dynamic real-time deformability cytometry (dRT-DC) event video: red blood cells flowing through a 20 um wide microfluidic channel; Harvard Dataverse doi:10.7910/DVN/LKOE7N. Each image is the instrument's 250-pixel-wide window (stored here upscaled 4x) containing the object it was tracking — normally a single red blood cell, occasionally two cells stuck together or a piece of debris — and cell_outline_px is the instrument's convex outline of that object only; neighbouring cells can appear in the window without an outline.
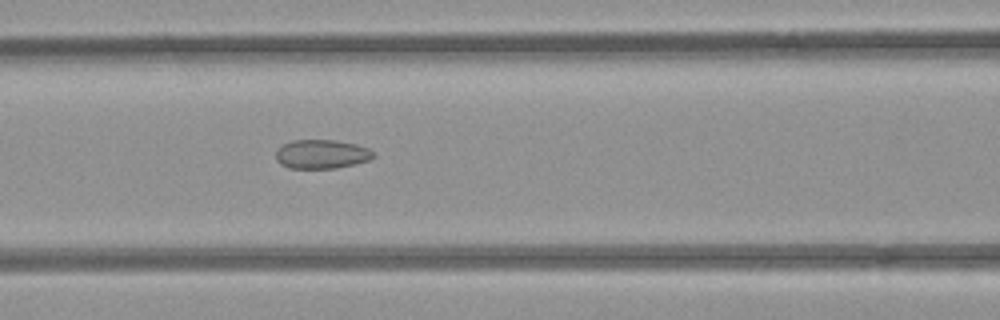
{"species": "common noctule bat (a hibernating species)", "species_latin": "Nyctalus noctula", "temperature_condition": "room temperature", "stored_images_in_passage": 39, "camera_frame_rate_fps": 3000, "um_per_image_px": 0.085, "animal": {"sex": "female", "body_mass_g": 21.9}, "frame": {"image": 1, "passage_image": 11, "time_ms": 3.333, "image_size_px": [1000, 320], "cell_outline_px": [[376, 156], [368, 160], [356, 164], [336, 168], [288, 168], [280, 164], [276, 160], [276, 152], [284, 144], [292, 140], [336, 140], [356, 144], [368, 148], [376, 152]], "centroid_in_image_um": [27.37, 13.1], "position_along_channel_um": 139.2, "area_um2": 16.59}}
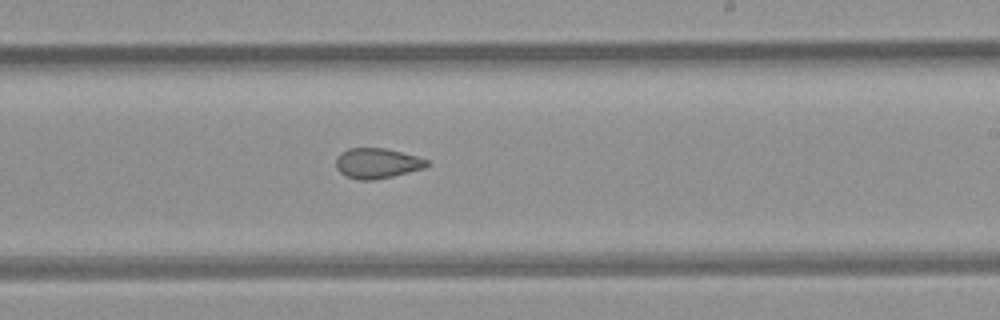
{"frame": {"image": 2, "passage_image": 20, "time_ms": 6.333, "image_size_px": [1000, 320], "cell_outline_px": [[428, 164], [424, 168], [392, 176], [372, 180], [360, 180], [348, 176], [340, 172], [336, 168], [336, 156], [340, 152], [348, 148], [384, 148], [416, 156], [428, 160]], "centroid_in_image_um": [32.01, 13.87], "position_along_channel_um": 257.0, "area_um2": 15.84}}
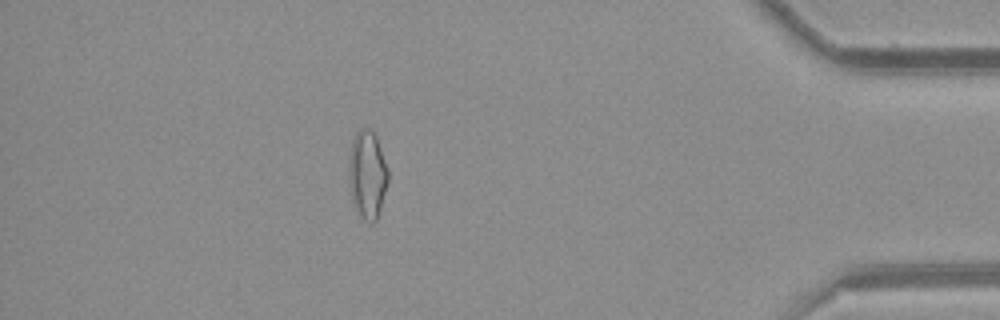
{"frame": {"image": 3, "passage_image": 35, "time_ms": 11.333, "image_size_px": [1000, 320], "cell_outline_px": [[388, 180], [380, 208], [376, 220], [372, 224], [364, 220], [360, 216], [356, 208], [352, 196], [348, 172], [352, 140], [356, 132], [360, 128], [368, 128], [376, 136], [388, 168]], "centroid_in_image_um": [31.23, 14.82], "position_along_channel_um": 404.0, "area_um2": 19.83}}